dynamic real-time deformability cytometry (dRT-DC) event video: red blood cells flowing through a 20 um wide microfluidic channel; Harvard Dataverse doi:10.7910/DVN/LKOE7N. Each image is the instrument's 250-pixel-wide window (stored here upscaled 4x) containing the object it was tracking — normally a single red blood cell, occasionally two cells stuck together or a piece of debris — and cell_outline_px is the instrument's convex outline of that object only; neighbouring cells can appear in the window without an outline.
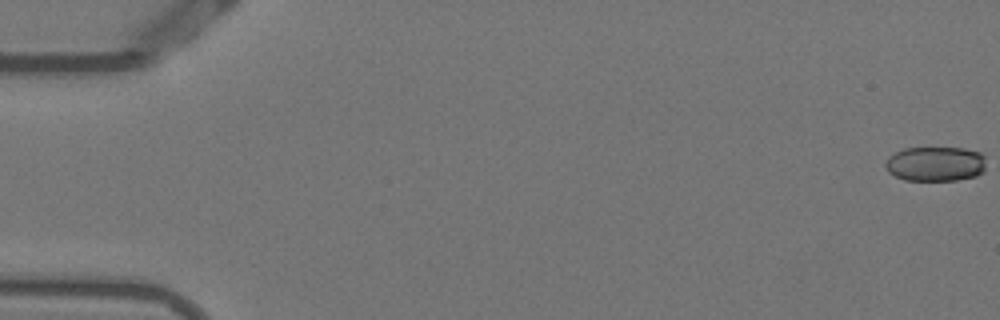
{"species": "Egyptian fruit bat (a non-hibernating species)", "species_latin": "Rousettus aegyptiacus", "temperature_condition": "warm", "stored_images_in_passage": 43, "camera_frame_rate_fps": 3000, "um_per_image_px": 0.085, "animal": {"sex": "female"}, "frame": {"image": 1, "passage_image": 1, "time_ms": 0.0, "image_size_px": [1000, 320], "cell_outline_px": [[984, 172], [976, 176], [956, 180], [904, 180], [888, 172], [884, 168], [884, 164], [888, 156], [904, 148], [964, 148], [980, 152], [984, 156]], "centroid_in_image_um": [79.49, 13.93], "position_along_channel_um": 5.5, "area_um2": 20.52}}
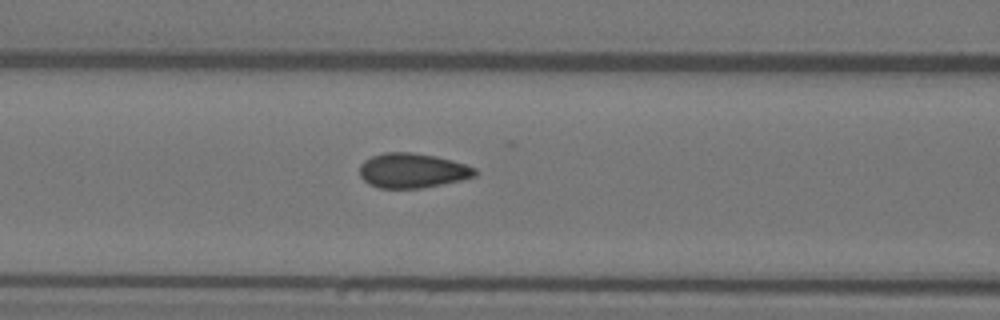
{"frame": {"image": 2, "passage_image": 23, "time_ms": 7.333, "image_size_px": [1000, 320], "cell_outline_px": [[476, 176], [460, 180], [420, 188], [380, 188], [368, 184], [360, 176], [360, 164], [364, 160], [372, 156], [384, 152], [412, 152], [436, 156], [452, 160], [476, 168]], "centroid_in_image_um": [35.03, 14.49], "position_along_channel_um": 131.6, "area_um2": 23.29}}
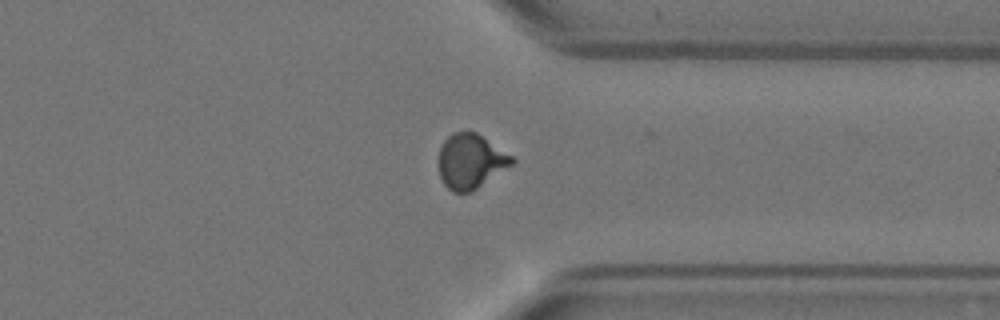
{"frame": {"image": 3, "passage_image": 42, "time_ms": 13.667, "image_size_px": [1000, 320], "cell_outline_px": [[516, 160], [512, 164], [472, 192], [452, 192], [444, 184], [440, 176], [436, 160], [440, 148], [444, 140], [452, 132], [476, 132], [512, 156]], "centroid_in_image_um": [39.95, 13.71], "position_along_channel_um": 371.4, "area_um2": 23.41}}